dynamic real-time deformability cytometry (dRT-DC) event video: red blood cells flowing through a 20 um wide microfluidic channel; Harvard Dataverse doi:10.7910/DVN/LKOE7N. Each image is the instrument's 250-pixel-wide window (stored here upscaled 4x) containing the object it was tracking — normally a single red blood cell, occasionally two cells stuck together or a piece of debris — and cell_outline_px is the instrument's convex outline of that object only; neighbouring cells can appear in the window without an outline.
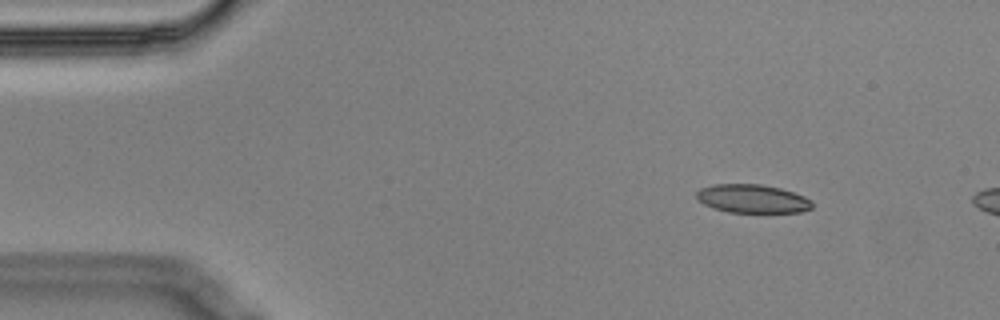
{"species": "Egyptian fruit bat (a non-hibernating species)", "species_latin": "Rousettus aegyptiacus", "temperature_condition": "cold", "stored_images_in_passage": 5, "camera_frame_rate_fps": 3000, "um_per_image_px": 0.085, "animal": {"sex": "male"}, "frame": {"image": 1, "passage_image": 2, "time_ms": 0.333, "image_size_px": [1000, 320], "cell_outline_px": [[812, 208], [800, 212], [728, 212], [712, 208], [704, 204], [696, 196], [696, 192], [700, 188], [712, 184], [760, 184], [780, 188], [804, 196], [812, 200]], "centroid_in_image_um": [63.94, 16.89], "position_along_channel_um": 21.1, "area_um2": 19.19}}
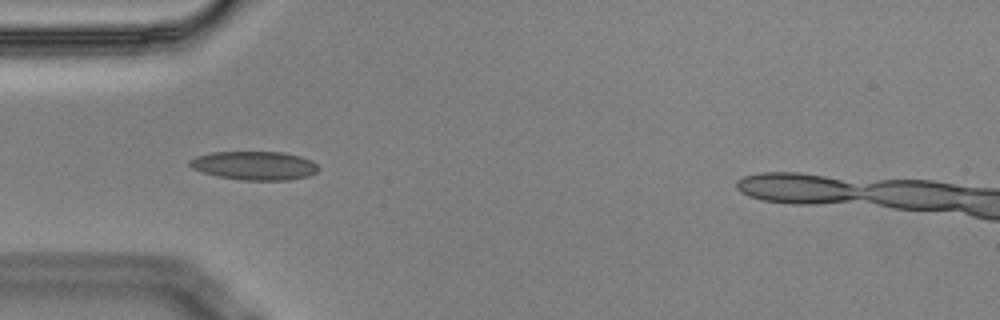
{"frame": {"image": 2, "passage_image": 5, "time_ms": 1.333, "image_size_px": [1000, 320], "cell_outline_px": [[320, 168], [316, 172], [308, 176], [288, 180], [244, 180], [220, 176], [204, 172], [192, 168], [188, 164], [188, 160], [196, 156], [212, 152], [284, 152], [300, 156], [312, 160]], "centroid_in_image_um": [21.65, 14.06], "position_along_channel_um": 63.4, "area_um2": 21.44}}